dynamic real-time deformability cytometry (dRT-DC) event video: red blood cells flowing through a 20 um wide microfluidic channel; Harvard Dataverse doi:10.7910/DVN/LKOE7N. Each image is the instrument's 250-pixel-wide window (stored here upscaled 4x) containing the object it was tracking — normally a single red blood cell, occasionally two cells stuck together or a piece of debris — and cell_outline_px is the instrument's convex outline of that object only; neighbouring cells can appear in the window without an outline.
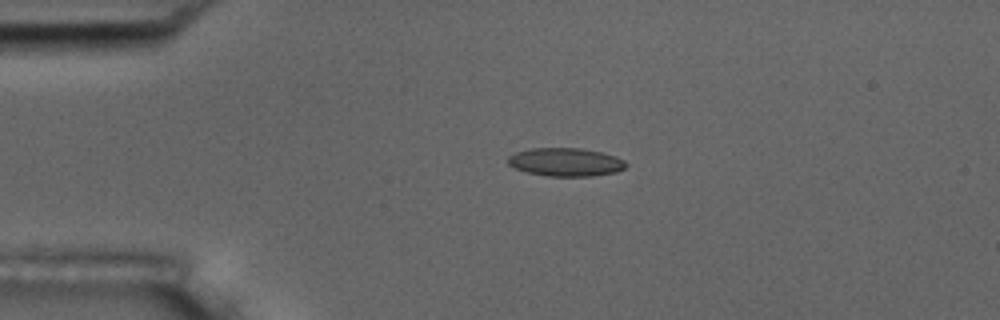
{"species": "common noctule bat (a hibernating species)", "species_latin": "Nyctalus noctula", "temperature_condition": "room temperature", "stored_images_in_passage": 4, "camera_frame_rate_fps": 3000, "um_per_image_px": 0.085, "animal": {"sex": "male", "body_mass_g": 17.5, "forearm_length_mm": 52.3}, "frame": {"image": 1, "passage_image": 3, "time_ms": 2.333, "image_size_px": [1000, 320], "cell_outline_px": [[628, 164], [624, 168], [616, 172], [592, 176], [548, 176], [528, 172], [516, 168], [508, 164], [508, 156], [516, 152], [532, 148], [580, 148], [600, 152], [616, 156], [624, 160]], "centroid_in_image_um": [48.1, 13.77], "position_along_channel_um": 36.9, "area_um2": 19.36}}